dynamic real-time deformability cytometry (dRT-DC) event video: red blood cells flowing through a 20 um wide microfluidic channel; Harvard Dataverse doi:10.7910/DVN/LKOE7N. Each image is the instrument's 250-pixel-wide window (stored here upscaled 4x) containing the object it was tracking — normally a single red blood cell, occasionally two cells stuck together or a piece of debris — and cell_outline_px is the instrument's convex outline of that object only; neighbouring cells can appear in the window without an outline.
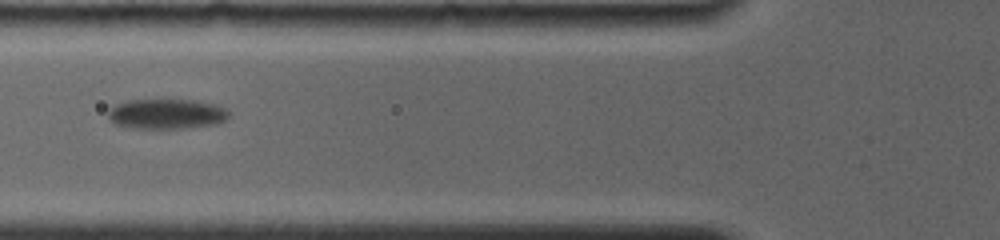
{"species": "common noctule bat (a hibernating species)", "species_latin": "Nyctalus noctula", "temperature_condition": "room temperature", "stored_images_in_passage": 8, "camera_frame_rate_fps": 4000, "um_per_image_px": 0.085, "animal": {"sex": "female", "body_mass_g": 19.0, "forearm_length_mm": 56.7}, "frame": {"image": 1, "passage_image": 3, "time_ms": 1.75, "image_size_px": [1000, 240], "cell_outline_px": [[228, 120], [216, 124], [184, 128], [132, 128], [116, 124], [108, 120], [108, 112], [116, 104], [128, 100], [192, 100], [216, 104], [224, 108], [228, 112]], "centroid_in_image_um": [14.16, 9.69], "position_along_channel_um": 111.6, "area_um2": 21.1}}
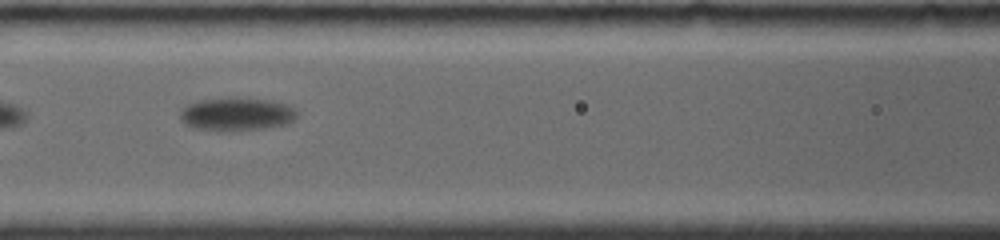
{"frame": {"image": 2, "passage_image": 4, "time_ms": 2.75, "image_size_px": [1000, 240], "cell_outline_px": [[296, 116], [288, 124], [264, 128], [192, 128], [184, 124], [180, 120], [180, 112], [188, 104], [200, 100], [228, 96], [236, 96], [268, 100], [288, 104], [296, 108]], "centroid_in_image_um": [20.12, 9.63], "position_along_channel_um": 146.5, "area_um2": 22.2}}